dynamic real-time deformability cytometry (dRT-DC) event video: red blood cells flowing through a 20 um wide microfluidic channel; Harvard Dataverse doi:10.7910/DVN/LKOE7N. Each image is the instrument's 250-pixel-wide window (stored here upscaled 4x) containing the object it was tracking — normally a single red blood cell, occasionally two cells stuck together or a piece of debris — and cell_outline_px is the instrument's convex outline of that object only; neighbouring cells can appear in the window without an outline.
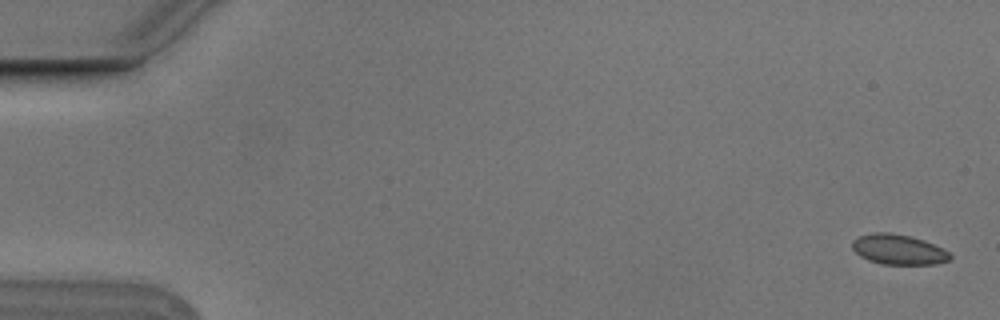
{"species": "Egyptian fruit bat (a non-hibernating species)", "species_latin": "Rousettus aegyptiacus", "temperature_condition": "cold", "stored_images_in_passage": 5, "camera_frame_rate_fps": 3000, "um_per_image_px": 0.085, "animal": {"sex": "male"}, "frame": {"image": 1, "passage_image": 1, "time_ms": 0.0, "image_size_px": [1000, 320], "cell_outline_px": [[952, 260], [936, 264], [880, 264], [868, 260], [860, 256], [852, 248], [852, 240], [856, 236], [872, 232], [892, 232], [924, 240], [944, 248], [952, 256]], "centroid_in_image_um": [76.36, 21.2], "position_along_channel_um": 8.6, "area_um2": 17.46}}